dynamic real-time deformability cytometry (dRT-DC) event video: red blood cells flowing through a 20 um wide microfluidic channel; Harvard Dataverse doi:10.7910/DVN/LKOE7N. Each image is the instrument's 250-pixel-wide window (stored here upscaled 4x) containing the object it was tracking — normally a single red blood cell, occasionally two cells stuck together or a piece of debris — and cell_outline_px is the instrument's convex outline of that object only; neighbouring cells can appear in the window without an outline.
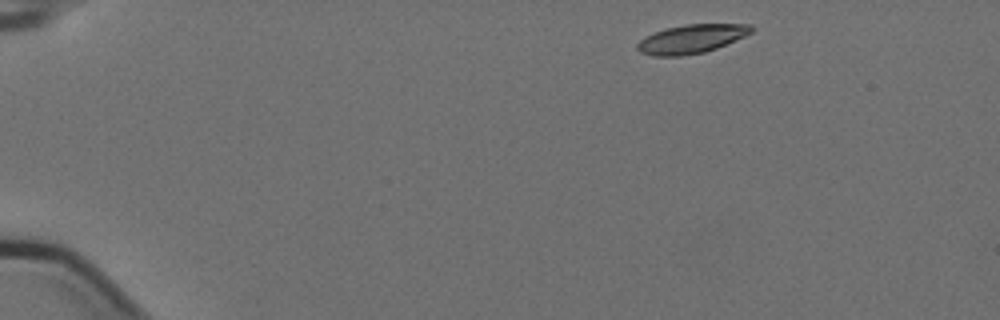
{"species": "Egyptian fruit bat (a non-hibernating species)", "species_latin": "Rousettus aegyptiacus", "temperature_condition": "cold", "stored_images_in_passage": 4, "camera_frame_rate_fps": 3000, "um_per_image_px": 0.085, "animal": {"sex": "female"}, "frame": {"image": 1, "passage_image": 1, "time_ms": 0.0, "image_size_px": [1000, 320], "cell_outline_px": [[756, 28], [752, 32], [744, 36], [716, 48], [704, 52], [680, 56], [652, 56], [640, 52], [636, 48], [636, 44], [644, 36], [668, 28], [684, 24], [752, 24]], "centroid_in_image_um": [58.77, 3.3], "position_along_channel_um": 26.2, "area_um2": 19.07}}